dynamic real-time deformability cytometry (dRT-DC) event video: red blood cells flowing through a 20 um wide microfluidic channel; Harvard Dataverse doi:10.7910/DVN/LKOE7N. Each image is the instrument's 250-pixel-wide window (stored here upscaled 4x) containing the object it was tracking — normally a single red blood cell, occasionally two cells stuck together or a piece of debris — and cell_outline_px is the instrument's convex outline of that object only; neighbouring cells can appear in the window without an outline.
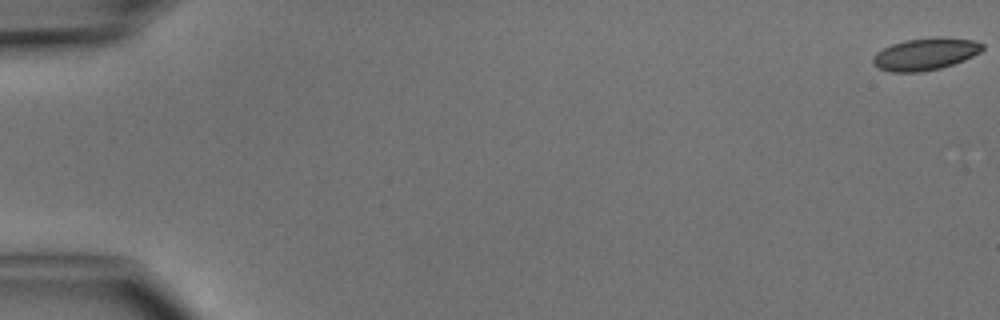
{"species": "common noctule bat (a hibernating species)", "species_latin": "Nyctalus noctula", "temperature_condition": "cold", "stored_images_in_passage": 5, "camera_frame_rate_fps": 3000, "um_per_image_px": 0.085, "animal": {"sex": "male", "body_mass_g": 15.6}, "frame": {"image": 1, "passage_image": 1, "time_ms": 0.0, "image_size_px": [1000, 320], "cell_outline_px": [[984, 48], [980, 52], [964, 60], [940, 68], [920, 72], [888, 72], [876, 68], [872, 64], [872, 56], [876, 52], [892, 44], [904, 40], [936, 36], [944, 36], [972, 40], [984, 44]], "centroid_in_image_um": [78.62, 4.59], "position_along_channel_um": 6.4, "area_um2": 20.81}}
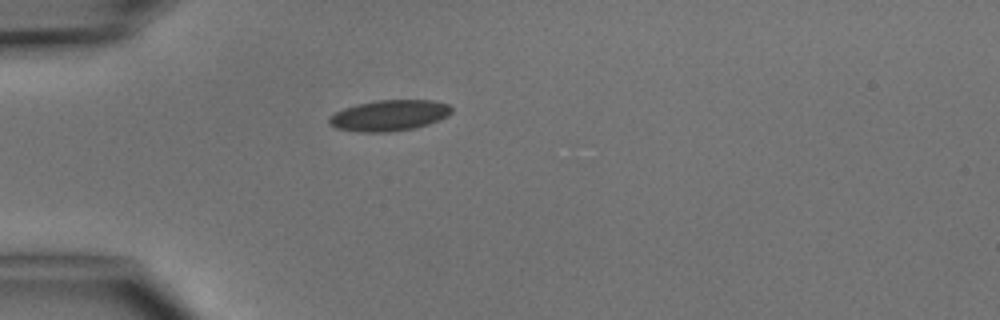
{"frame": {"image": 2, "passage_image": 5, "time_ms": 4.667, "image_size_px": [1000, 320], "cell_outline_px": [[452, 112], [448, 116], [428, 124], [416, 128], [388, 132], [360, 132], [336, 128], [328, 124], [328, 116], [344, 108], [356, 104], [376, 100], [432, 100], [448, 104], [452, 108]], "centroid_in_image_um": [33.07, 9.81], "position_along_channel_um": 51.9, "area_um2": 22.2}}